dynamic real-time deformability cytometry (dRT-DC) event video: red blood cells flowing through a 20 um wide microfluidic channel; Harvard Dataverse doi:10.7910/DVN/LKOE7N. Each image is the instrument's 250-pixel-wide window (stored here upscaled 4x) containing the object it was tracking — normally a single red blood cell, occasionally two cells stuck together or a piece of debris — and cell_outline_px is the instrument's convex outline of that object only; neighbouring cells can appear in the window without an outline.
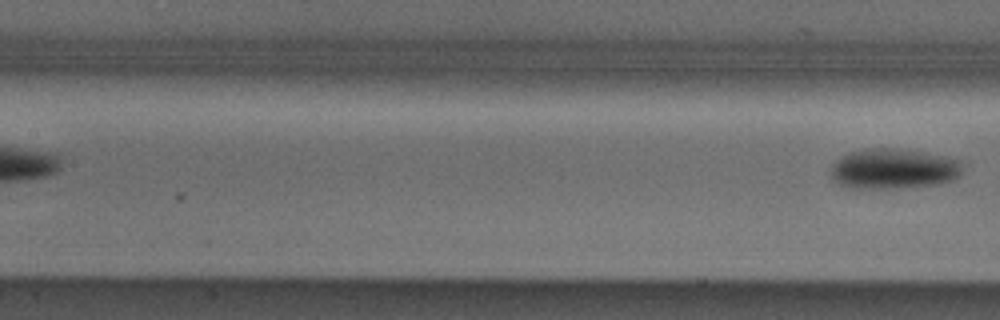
{"species": "Egyptian fruit bat (a non-hibernating species)", "species_latin": "Rousettus aegyptiacus", "temperature_condition": "cold", "stored_images_in_passage": 5, "segment_of_instrument_passage": [2, 2], "camera_frame_rate_fps": 3000, "um_per_image_px": 0.085, "animal": {"sex": "male"}, "frame": {"image": 1, "passage_image": 5, "time_ms": 5.0, "image_size_px": [1000, 320], "cell_outline_px": [[964, 160], [960, 172], [952, 180], [936, 184], [888, 188], [852, 188], [840, 184], [832, 176], [832, 164], [840, 156], [848, 152], [868, 148], [900, 148], [924, 152]], "centroid_in_image_um": [75.95, 14.32], "position_along_channel_um": 131.4, "area_um2": 30.81}}